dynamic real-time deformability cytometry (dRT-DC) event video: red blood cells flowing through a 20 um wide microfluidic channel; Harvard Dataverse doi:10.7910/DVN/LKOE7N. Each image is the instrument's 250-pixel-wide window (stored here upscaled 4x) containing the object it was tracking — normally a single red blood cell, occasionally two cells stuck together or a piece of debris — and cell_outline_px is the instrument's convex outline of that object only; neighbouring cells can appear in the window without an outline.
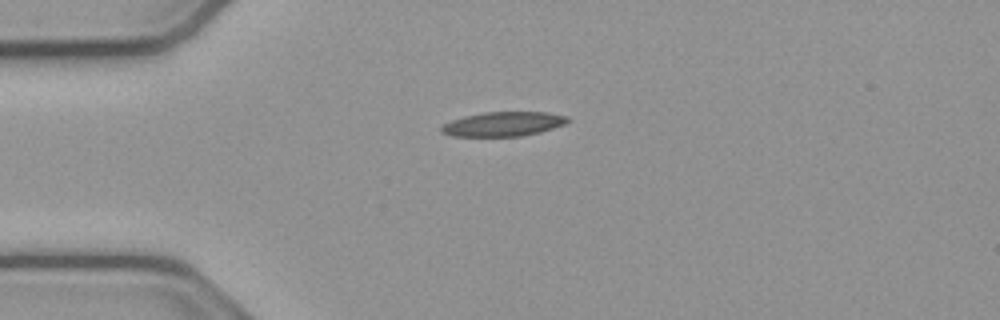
{"species": "common noctule bat (a hibernating species)", "species_latin": "Nyctalus noctula", "temperature_condition": "cold", "stored_images_in_passage": 34, "camera_frame_rate_fps": 3000, "um_per_image_px": 0.085, "animal": {"sex": "male", "body_mass_g": 23.1, "forearm_length_mm": 52.7}, "frame": {"image": 1, "passage_image": 1, "time_ms": 0.0, "image_size_px": [1000, 320], "cell_outline_px": [[572, 120], [564, 124], [540, 132], [520, 136], [452, 136], [440, 132], [440, 128], [444, 124], [452, 120], [464, 116], [484, 112], [544, 112], [568, 116]], "centroid_in_image_um": [42.78, 10.54], "position_along_channel_um": 42.2, "area_um2": 17.92}}
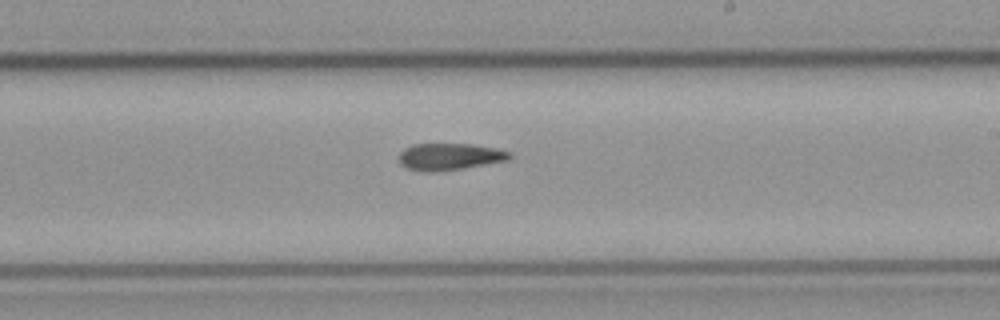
{"frame": {"image": 2, "passage_image": 19, "time_ms": 6.0, "image_size_px": [1000, 320], "cell_outline_px": [[512, 156], [508, 160], [436, 172], [424, 172], [408, 168], [400, 164], [400, 152], [404, 148], [412, 144], [472, 144], [496, 148], [508, 152]], "centroid_in_image_um": [38.18, 13.31], "position_along_channel_um": 250.8, "area_um2": 17.11}}
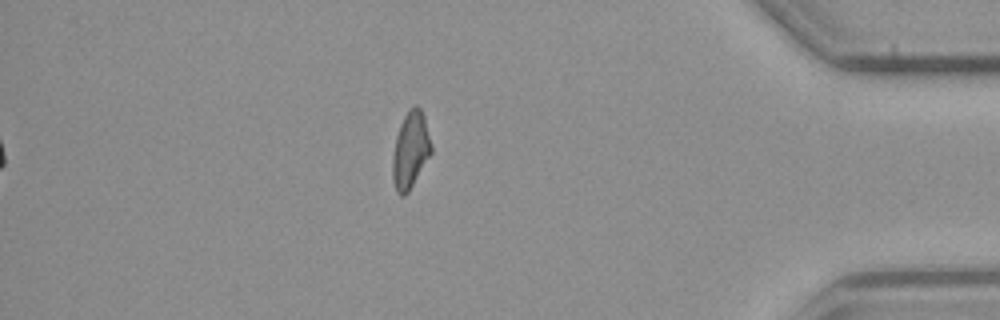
{"frame": {"image": 3, "passage_image": 34, "time_ms": 11.0, "image_size_px": [1000, 320], "cell_outline_px": [[432, 152], [408, 192], [404, 196], [400, 196], [396, 192], [392, 180], [392, 156], [396, 136], [400, 124], [408, 108], [416, 104], [420, 108], [424, 116], [432, 144]], "centroid_in_image_um": [34.88, 12.75], "position_along_channel_um": 400.3, "area_um2": 17.46}, "authors_computed_cell_mechanics": {"area_um2": 17.5423, "velocity_mm_per_s": 3.8318, "shape_relaxation_time_tau1_ms": null, "shape_relaxation_time_tau2_ms": 4.4106, "deformation_change_tau1": null, "deformation_change_tau2": 0.1278}}